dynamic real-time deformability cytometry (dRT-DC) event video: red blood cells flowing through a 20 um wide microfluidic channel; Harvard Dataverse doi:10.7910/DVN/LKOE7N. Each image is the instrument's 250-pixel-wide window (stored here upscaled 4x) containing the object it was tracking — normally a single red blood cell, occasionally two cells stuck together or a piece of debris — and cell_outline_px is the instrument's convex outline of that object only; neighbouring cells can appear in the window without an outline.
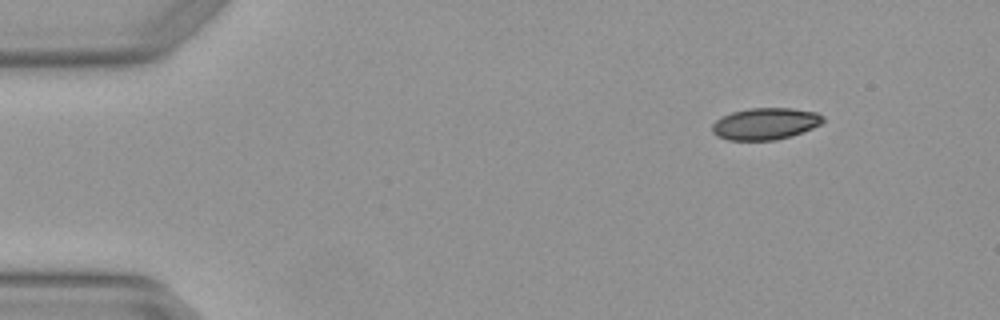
{"species": "Egyptian fruit bat (a non-hibernating species)", "species_latin": "Rousettus aegyptiacus", "temperature_condition": "warm", "stored_images_in_passage": 6, "camera_frame_rate_fps": 3000, "um_per_image_px": 0.085, "animal": {"sex": "female"}, "frame": {"image": 1, "passage_image": 1, "time_ms": 0.0, "image_size_px": [1000, 320], "cell_outline_px": [[824, 120], [820, 124], [812, 128], [792, 136], [776, 140], [728, 140], [716, 136], [712, 132], [712, 124], [716, 120], [732, 112], [748, 108], [792, 108], [816, 112], [824, 116]], "centroid_in_image_um": [65.05, 10.52], "position_along_channel_um": 20.0, "area_um2": 20.58}}
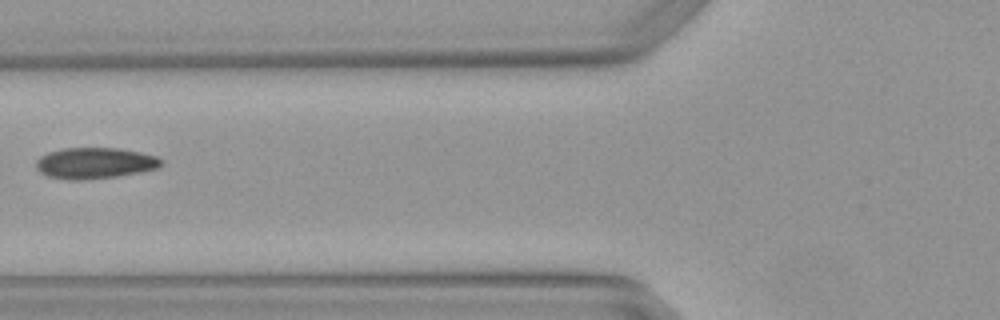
{"frame": {"image": 2, "passage_image": 5, "time_ms": 1.333, "image_size_px": [1000, 320], "cell_outline_px": [[160, 164], [156, 168], [140, 172], [116, 176], [76, 180], [68, 180], [48, 176], [40, 172], [36, 168], [36, 160], [40, 156], [48, 152], [64, 148], [120, 148], [140, 152], [156, 156], [160, 160]], "centroid_in_image_um": [8.01, 13.85], "position_along_channel_um": 117.8, "area_um2": 22.43}}
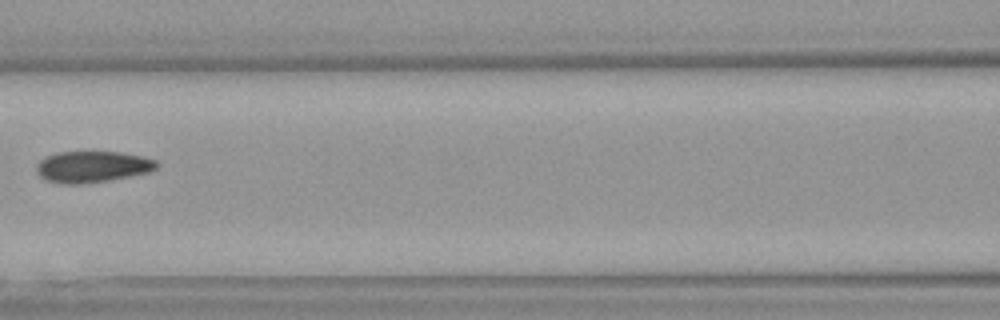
{"frame": {"image": 3, "passage_image": 6, "time_ms": 1.667, "image_size_px": [1000, 320], "cell_outline_px": [[160, 164], [156, 168], [148, 172], [112, 180], [84, 184], [60, 184], [44, 180], [36, 172], [36, 164], [44, 156], [56, 152], [120, 152], [144, 156], [156, 160]], "centroid_in_image_um": [7.82, 14.18], "position_along_channel_um": 158.8, "area_um2": 22.37}}